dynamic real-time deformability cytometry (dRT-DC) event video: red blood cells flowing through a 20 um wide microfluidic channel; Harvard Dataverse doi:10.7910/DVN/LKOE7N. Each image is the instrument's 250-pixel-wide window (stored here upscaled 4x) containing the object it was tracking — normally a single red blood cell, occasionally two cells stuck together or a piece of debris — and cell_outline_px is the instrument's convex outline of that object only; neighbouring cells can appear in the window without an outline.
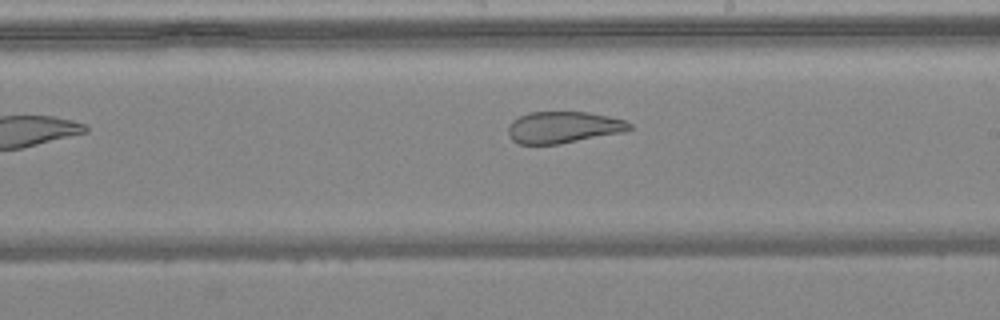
{"species": "common noctule bat (a hibernating species)", "species_latin": "Nyctalus noctula", "temperature_condition": "warm", "stored_images_in_passage": 8, "camera_frame_rate_fps": 3000, "um_per_image_px": 0.085, "animal": {"sex": "female", "body_mass_g": 24.6, "forearm_length_mm": 56.2}, "frame": {"image": 1, "passage_image": 7, "time_ms": 2.0, "image_size_px": [1000, 320], "cell_outline_px": [[632, 128], [624, 132], [560, 144], [520, 144], [512, 140], [508, 132], [508, 128], [512, 120], [528, 112], [588, 112], [608, 116], [624, 120], [632, 124]], "centroid_in_image_um": [47.89, 10.82], "position_along_channel_um": 241.1, "area_um2": 22.37}}
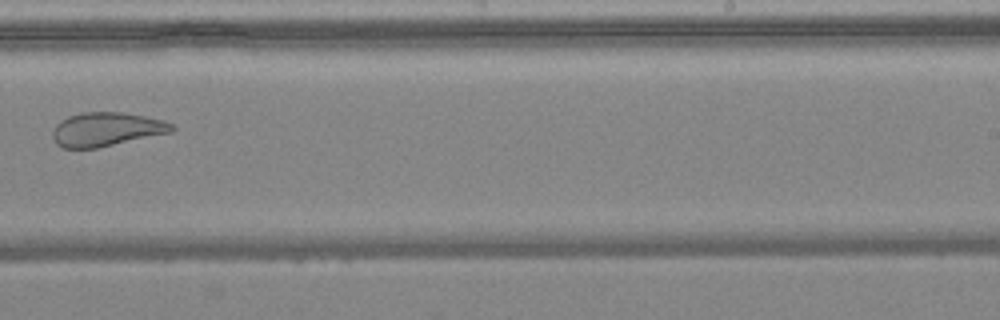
{"frame": {"image": 2, "passage_image": 8, "time_ms": 2.333, "image_size_px": [1000, 320], "cell_outline_px": [[176, 128], [172, 132], [96, 148], [64, 148], [56, 144], [52, 136], [52, 132], [56, 124], [60, 120], [68, 116], [84, 112], [124, 112], [164, 120], [172, 124]], "centroid_in_image_um": [9.03, 10.98], "position_along_channel_um": 280.0, "area_um2": 23.52}}